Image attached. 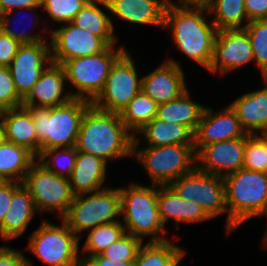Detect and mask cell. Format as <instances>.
I'll return each instance as SVG.
<instances>
[{
  "mask_svg": "<svg viewBox=\"0 0 267 266\" xmlns=\"http://www.w3.org/2000/svg\"><path fill=\"white\" fill-rule=\"evenodd\" d=\"M206 8L185 7L168 1L164 11V27L172 32L175 45L189 59L209 70L213 59L217 28L205 20Z\"/></svg>",
  "mask_w": 267,
  "mask_h": 266,
  "instance_id": "6da1fadb",
  "label": "cell"
},
{
  "mask_svg": "<svg viewBox=\"0 0 267 266\" xmlns=\"http://www.w3.org/2000/svg\"><path fill=\"white\" fill-rule=\"evenodd\" d=\"M121 121L119 113L107 112L91 104L81 120L76 150L104 161L133 156L134 135Z\"/></svg>",
  "mask_w": 267,
  "mask_h": 266,
  "instance_id": "7a4b0ae2",
  "label": "cell"
},
{
  "mask_svg": "<svg viewBox=\"0 0 267 266\" xmlns=\"http://www.w3.org/2000/svg\"><path fill=\"white\" fill-rule=\"evenodd\" d=\"M223 179L227 235L252 217L267 216V173L242 168Z\"/></svg>",
  "mask_w": 267,
  "mask_h": 266,
  "instance_id": "3957f363",
  "label": "cell"
},
{
  "mask_svg": "<svg viewBox=\"0 0 267 266\" xmlns=\"http://www.w3.org/2000/svg\"><path fill=\"white\" fill-rule=\"evenodd\" d=\"M92 102L72 98L55 107H26L33 116L40 152L45 149L74 147L81 120Z\"/></svg>",
  "mask_w": 267,
  "mask_h": 266,
  "instance_id": "277c9868",
  "label": "cell"
},
{
  "mask_svg": "<svg viewBox=\"0 0 267 266\" xmlns=\"http://www.w3.org/2000/svg\"><path fill=\"white\" fill-rule=\"evenodd\" d=\"M158 185L143 186L130 182L128 188H119L121 196V215L125 232L143 241L151 236L148 242H163L165 226L159 215L157 197Z\"/></svg>",
  "mask_w": 267,
  "mask_h": 266,
  "instance_id": "5b68a950",
  "label": "cell"
},
{
  "mask_svg": "<svg viewBox=\"0 0 267 266\" xmlns=\"http://www.w3.org/2000/svg\"><path fill=\"white\" fill-rule=\"evenodd\" d=\"M139 143L140 138L134 136L132 155L142 163L152 185L168 186L196 167L194 145L147 146L141 150Z\"/></svg>",
  "mask_w": 267,
  "mask_h": 266,
  "instance_id": "8992f818",
  "label": "cell"
},
{
  "mask_svg": "<svg viewBox=\"0 0 267 266\" xmlns=\"http://www.w3.org/2000/svg\"><path fill=\"white\" fill-rule=\"evenodd\" d=\"M119 215H121L119 188L106 187L96 192L75 195L61 220L80 239L82 237L80 233L84 230L89 231L100 225L119 221L116 219Z\"/></svg>",
  "mask_w": 267,
  "mask_h": 266,
  "instance_id": "52a82bcc",
  "label": "cell"
},
{
  "mask_svg": "<svg viewBox=\"0 0 267 266\" xmlns=\"http://www.w3.org/2000/svg\"><path fill=\"white\" fill-rule=\"evenodd\" d=\"M109 46L105 51L86 57L66 60L62 66L66 79L77 89L73 98L93 102L103 91L110 69L126 51L124 47Z\"/></svg>",
  "mask_w": 267,
  "mask_h": 266,
  "instance_id": "ba28073f",
  "label": "cell"
},
{
  "mask_svg": "<svg viewBox=\"0 0 267 266\" xmlns=\"http://www.w3.org/2000/svg\"><path fill=\"white\" fill-rule=\"evenodd\" d=\"M80 240L63 220L55 225L44 219L29 236L27 250L50 266H81Z\"/></svg>",
  "mask_w": 267,
  "mask_h": 266,
  "instance_id": "9c48e42d",
  "label": "cell"
},
{
  "mask_svg": "<svg viewBox=\"0 0 267 266\" xmlns=\"http://www.w3.org/2000/svg\"><path fill=\"white\" fill-rule=\"evenodd\" d=\"M22 184L33 198L37 212L56 211L61 219L75 196L68 178L58 176L37 161L25 174Z\"/></svg>",
  "mask_w": 267,
  "mask_h": 266,
  "instance_id": "30bf717a",
  "label": "cell"
},
{
  "mask_svg": "<svg viewBox=\"0 0 267 266\" xmlns=\"http://www.w3.org/2000/svg\"><path fill=\"white\" fill-rule=\"evenodd\" d=\"M181 198L201 206L211 217L227 212L225 182L222 177L195 167L169 185Z\"/></svg>",
  "mask_w": 267,
  "mask_h": 266,
  "instance_id": "8fae6325",
  "label": "cell"
},
{
  "mask_svg": "<svg viewBox=\"0 0 267 266\" xmlns=\"http://www.w3.org/2000/svg\"><path fill=\"white\" fill-rule=\"evenodd\" d=\"M134 61L126 50L113 64L103 91L92 104L103 111L120 113L141 91Z\"/></svg>",
  "mask_w": 267,
  "mask_h": 266,
  "instance_id": "7c38bea8",
  "label": "cell"
},
{
  "mask_svg": "<svg viewBox=\"0 0 267 266\" xmlns=\"http://www.w3.org/2000/svg\"><path fill=\"white\" fill-rule=\"evenodd\" d=\"M49 39L51 40V60L60 65L66 60L101 53L109 47L100 37L71 22L53 29Z\"/></svg>",
  "mask_w": 267,
  "mask_h": 266,
  "instance_id": "4fadbf2b",
  "label": "cell"
},
{
  "mask_svg": "<svg viewBox=\"0 0 267 266\" xmlns=\"http://www.w3.org/2000/svg\"><path fill=\"white\" fill-rule=\"evenodd\" d=\"M254 62L253 50L245 29L219 30L216 35L210 73L225 75Z\"/></svg>",
  "mask_w": 267,
  "mask_h": 266,
  "instance_id": "5bb4252c",
  "label": "cell"
},
{
  "mask_svg": "<svg viewBox=\"0 0 267 266\" xmlns=\"http://www.w3.org/2000/svg\"><path fill=\"white\" fill-rule=\"evenodd\" d=\"M51 62V45L47 41L19 47L8 68L16 91L22 99Z\"/></svg>",
  "mask_w": 267,
  "mask_h": 266,
  "instance_id": "9a60e30c",
  "label": "cell"
},
{
  "mask_svg": "<svg viewBox=\"0 0 267 266\" xmlns=\"http://www.w3.org/2000/svg\"><path fill=\"white\" fill-rule=\"evenodd\" d=\"M247 135L203 146L196 153V167L224 178L243 168Z\"/></svg>",
  "mask_w": 267,
  "mask_h": 266,
  "instance_id": "2e32d148",
  "label": "cell"
},
{
  "mask_svg": "<svg viewBox=\"0 0 267 266\" xmlns=\"http://www.w3.org/2000/svg\"><path fill=\"white\" fill-rule=\"evenodd\" d=\"M213 109L205 107L194 133V151L203 146L226 140L245 137L246 131L230 105L221 112L212 113Z\"/></svg>",
  "mask_w": 267,
  "mask_h": 266,
  "instance_id": "e0dca14e",
  "label": "cell"
},
{
  "mask_svg": "<svg viewBox=\"0 0 267 266\" xmlns=\"http://www.w3.org/2000/svg\"><path fill=\"white\" fill-rule=\"evenodd\" d=\"M182 66L174 59H168L154 71L141 77V90L158 105L177 99L188 88Z\"/></svg>",
  "mask_w": 267,
  "mask_h": 266,
  "instance_id": "ac0fdd59",
  "label": "cell"
},
{
  "mask_svg": "<svg viewBox=\"0 0 267 266\" xmlns=\"http://www.w3.org/2000/svg\"><path fill=\"white\" fill-rule=\"evenodd\" d=\"M65 80L67 79L63 66L51 62L22 99V106L50 108L70 101L73 98L71 91L63 93Z\"/></svg>",
  "mask_w": 267,
  "mask_h": 266,
  "instance_id": "d6986e66",
  "label": "cell"
},
{
  "mask_svg": "<svg viewBox=\"0 0 267 266\" xmlns=\"http://www.w3.org/2000/svg\"><path fill=\"white\" fill-rule=\"evenodd\" d=\"M5 141L23 146L36 157L40 154L35 124L31 112L26 107L12 108L0 112Z\"/></svg>",
  "mask_w": 267,
  "mask_h": 266,
  "instance_id": "ffe728a7",
  "label": "cell"
},
{
  "mask_svg": "<svg viewBox=\"0 0 267 266\" xmlns=\"http://www.w3.org/2000/svg\"><path fill=\"white\" fill-rule=\"evenodd\" d=\"M263 89L243 94L230 104L247 134H267V78ZM258 132V133H257Z\"/></svg>",
  "mask_w": 267,
  "mask_h": 266,
  "instance_id": "44dd1931",
  "label": "cell"
},
{
  "mask_svg": "<svg viewBox=\"0 0 267 266\" xmlns=\"http://www.w3.org/2000/svg\"><path fill=\"white\" fill-rule=\"evenodd\" d=\"M157 203L164 226L170 218L175 221L176 229H179L181 222L192 223L212 219L201 206L194 201L184 200L169 185L158 186Z\"/></svg>",
  "mask_w": 267,
  "mask_h": 266,
  "instance_id": "7402d4cb",
  "label": "cell"
},
{
  "mask_svg": "<svg viewBox=\"0 0 267 266\" xmlns=\"http://www.w3.org/2000/svg\"><path fill=\"white\" fill-rule=\"evenodd\" d=\"M117 18L136 25L164 27V11L169 0H106Z\"/></svg>",
  "mask_w": 267,
  "mask_h": 266,
  "instance_id": "603a6c76",
  "label": "cell"
},
{
  "mask_svg": "<svg viewBox=\"0 0 267 266\" xmlns=\"http://www.w3.org/2000/svg\"><path fill=\"white\" fill-rule=\"evenodd\" d=\"M107 162L98 156L77 151L71 176L68 178L74 195L92 193L106 188Z\"/></svg>",
  "mask_w": 267,
  "mask_h": 266,
  "instance_id": "cb8c5ba5",
  "label": "cell"
},
{
  "mask_svg": "<svg viewBox=\"0 0 267 266\" xmlns=\"http://www.w3.org/2000/svg\"><path fill=\"white\" fill-rule=\"evenodd\" d=\"M8 211L0 224V237L11 241L24 234L37 209L23 184L12 194Z\"/></svg>",
  "mask_w": 267,
  "mask_h": 266,
  "instance_id": "d4e9b609",
  "label": "cell"
},
{
  "mask_svg": "<svg viewBox=\"0 0 267 266\" xmlns=\"http://www.w3.org/2000/svg\"><path fill=\"white\" fill-rule=\"evenodd\" d=\"M101 5L110 11L106 0H89L71 23L100 37L108 46H115L114 24L110 15L99 7Z\"/></svg>",
  "mask_w": 267,
  "mask_h": 266,
  "instance_id": "484cf974",
  "label": "cell"
},
{
  "mask_svg": "<svg viewBox=\"0 0 267 266\" xmlns=\"http://www.w3.org/2000/svg\"><path fill=\"white\" fill-rule=\"evenodd\" d=\"M142 134L148 147L194 145V133L186 126L154 118L137 134Z\"/></svg>",
  "mask_w": 267,
  "mask_h": 266,
  "instance_id": "4316f807",
  "label": "cell"
},
{
  "mask_svg": "<svg viewBox=\"0 0 267 266\" xmlns=\"http://www.w3.org/2000/svg\"><path fill=\"white\" fill-rule=\"evenodd\" d=\"M187 90L177 99L158 105L156 118L188 127L195 133L205 106L192 101Z\"/></svg>",
  "mask_w": 267,
  "mask_h": 266,
  "instance_id": "83f0119b",
  "label": "cell"
},
{
  "mask_svg": "<svg viewBox=\"0 0 267 266\" xmlns=\"http://www.w3.org/2000/svg\"><path fill=\"white\" fill-rule=\"evenodd\" d=\"M35 159L27 148L4 140L0 145V176L5 181L22 183Z\"/></svg>",
  "mask_w": 267,
  "mask_h": 266,
  "instance_id": "f1b7e54d",
  "label": "cell"
},
{
  "mask_svg": "<svg viewBox=\"0 0 267 266\" xmlns=\"http://www.w3.org/2000/svg\"><path fill=\"white\" fill-rule=\"evenodd\" d=\"M186 251L170 240L142 244L134 266H178Z\"/></svg>",
  "mask_w": 267,
  "mask_h": 266,
  "instance_id": "f546056e",
  "label": "cell"
},
{
  "mask_svg": "<svg viewBox=\"0 0 267 266\" xmlns=\"http://www.w3.org/2000/svg\"><path fill=\"white\" fill-rule=\"evenodd\" d=\"M158 104L142 90L119 113L121 121L134 136L157 115Z\"/></svg>",
  "mask_w": 267,
  "mask_h": 266,
  "instance_id": "4dcf8cb0",
  "label": "cell"
},
{
  "mask_svg": "<svg viewBox=\"0 0 267 266\" xmlns=\"http://www.w3.org/2000/svg\"><path fill=\"white\" fill-rule=\"evenodd\" d=\"M208 11L209 14L214 15V19H211V21L218 31L244 29L250 22L245 10V0H215ZM244 21H246V24H243Z\"/></svg>",
  "mask_w": 267,
  "mask_h": 266,
  "instance_id": "1f68e13d",
  "label": "cell"
},
{
  "mask_svg": "<svg viewBox=\"0 0 267 266\" xmlns=\"http://www.w3.org/2000/svg\"><path fill=\"white\" fill-rule=\"evenodd\" d=\"M125 233V228L120 220L93 228L89 231L84 242L85 244L82 248L83 257L100 254Z\"/></svg>",
  "mask_w": 267,
  "mask_h": 266,
  "instance_id": "d6a6232c",
  "label": "cell"
},
{
  "mask_svg": "<svg viewBox=\"0 0 267 266\" xmlns=\"http://www.w3.org/2000/svg\"><path fill=\"white\" fill-rule=\"evenodd\" d=\"M76 158L77 150L74 146L45 149L40 152L36 160L58 176L69 178L74 169Z\"/></svg>",
  "mask_w": 267,
  "mask_h": 266,
  "instance_id": "836d02e7",
  "label": "cell"
},
{
  "mask_svg": "<svg viewBox=\"0 0 267 266\" xmlns=\"http://www.w3.org/2000/svg\"><path fill=\"white\" fill-rule=\"evenodd\" d=\"M244 29L247 31L254 55V62L263 78H267V19L250 21Z\"/></svg>",
  "mask_w": 267,
  "mask_h": 266,
  "instance_id": "e575fe53",
  "label": "cell"
},
{
  "mask_svg": "<svg viewBox=\"0 0 267 266\" xmlns=\"http://www.w3.org/2000/svg\"><path fill=\"white\" fill-rule=\"evenodd\" d=\"M243 168L267 173V134H247Z\"/></svg>",
  "mask_w": 267,
  "mask_h": 266,
  "instance_id": "d590c367",
  "label": "cell"
},
{
  "mask_svg": "<svg viewBox=\"0 0 267 266\" xmlns=\"http://www.w3.org/2000/svg\"><path fill=\"white\" fill-rule=\"evenodd\" d=\"M89 0H41V7L58 23H70Z\"/></svg>",
  "mask_w": 267,
  "mask_h": 266,
  "instance_id": "8d00e7d4",
  "label": "cell"
},
{
  "mask_svg": "<svg viewBox=\"0 0 267 266\" xmlns=\"http://www.w3.org/2000/svg\"><path fill=\"white\" fill-rule=\"evenodd\" d=\"M143 241L129 233H125L100 254L112 261H134Z\"/></svg>",
  "mask_w": 267,
  "mask_h": 266,
  "instance_id": "74e56055",
  "label": "cell"
},
{
  "mask_svg": "<svg viewBox=\"0 0 267 266\" xmlns=\"http://www.w3.org/2000/svg\"><path fill=\"white\" fill-rule=\"evenodd\" d=\"M22 106L8 67L0 66V112Z\"/></svg>",
  "mask_w": 267,
  "mask_h": 266,
  "instance_id": "f35d334b",
  "label": "cell"
},
{
  "mask_svg": "<svg viewBox=\"0 0 267 266\" xmlns=\"http://www.w3.org/2000/svg\"><path fill=\"white\" fill-rule=\"evenodd\" d=\"M15 11L17 10H11V11L0 14V30L4 34L9 35L10 37L18 41L21 45L34 44V43L46 41L45 36L40 35V34L32 35L33 33L30 34L31 32L30 30L28 33V32H25V30H22L20 32V31H16L15 29L10 28L11 16L13 13L16 14ZM32 25L36 26V23L33 22Z\"/></svg>",
  "mask_w": 267,
  "mask_h": 266,
  "instance_id": "ab89813d",
  "label": "cell"
},
{
  "mask_svg": "<svg viewBox=\"0 0 267 266\" xmlns=\"http://www.w3.org/2000/svg\"><path fill=\"white\" fill-rule=\"evenodd\" d=\"M21 44L0 30V66L8 67Z\"/></svg>",
  "mask_w": 267,
  "mask_h": 266,
  "instance_id": "60d3db41",
  "label": "cell"
},
{
  "mask_svg": "<svg viewBox=\"0 0 267 266\" xmlns=\"http://www.w3.org/2000/svg\"><path fill=\"white\" fill-rule=\"evenodd\" d=\"M32 263L24 257L23 252L10 247L0 246V266H31Z\"/></svg>",
  "mask_w": 267,
  "mask_h": 266,
  "instance_id": "b9f144b4",
  "label": "cell"
},
{
  "mask_svg": "<svg viewBox=\"0 0 267 266\" xmlns=\"http://www.w3.org/2000/svg\"><path fill=\"white\" fill-rule=\"evenodd\" d=\"M22 185V183L14 181H5L0 185V224L10 207L12 194Z\"/></svg>",
  "mask_w": 267,
  "mask_h": 266,
  "instance_id": "7bdbcfd3",
  "label": "cell"
},
{
  "mask_svg": "<svg viewBox=\"0 0 267 266\" xmlns=\"http://www.w3.org/2000/svg\"><path fill=\"white\" fill-rule=\"evenodd\" d=\"M41 8V0H0V14L11 10H30Z\"/></svg>",
  "mask_w": 267,
  "mask_h": 266,
  "instance_id": "ee69618b",
  "label": "cell"
},
{
  "mask_svg": "<svg viewBox=\"0 0 267 266\" xmlns=\"http://www.w3.org/2000/svg\"><path fill=\"white\" fill-rule=\"evenodd\" d=\"M249 21L267 19V0H245Z\"/></svg>",
  "mask_w": 267,
  "mask_h": 266,
  "instance_id": "f6af8a7d",
  "label": "cell"
},
{
  "mask_svg": "<svg viewBox=\"0 0 267 266\" xmlns=\"http://www.w3.org/2000/svg\"><path fill=\"white\" fill-rule=\"evenodd\" d=\"M81 266H134V261H117L103 257L101 254L85 256L81 259Z\"/></svg>",
  "mask_w": 267,
  "mask_h": 266,
  "instance_id": "bcb514c9",
  "label": "cell"
},
{
  "mask_svg": "<svg viewBox=\"0 0 267 266\" xmlns=\"http://www.w3.org/2000/svg\"><path fill=\"white\" fill-rule=\"evenodd\" d=\"M215 0H178L176 3L185 7H196V8H206L208 9Z\"/></svg>",
  "mask_w": 267,
  "mask_h": 266,
  "instance_id": "7dc6e473",
  "label": "cell"
},
{
  "mask_svg": "<svg viewBox=\"0 0 267 266\" xmlns=\"http://www.w3.org/2000/svg\"><path fill=\"white\" fill-rule=\"evenodd\" d=\"M4 140H5L4 129H3L1 121H0V145L3 143Z\"/></svg>",
  "mask_w": 267,
  "mask_h": 266,
  "instance_id": "c3c4849f",
  "label": "cell"
},
{
  "mask_svg": "<svg viewBox=\"0 0 267 266\" xmlns=\"http://www.w3.org/2000/svg\"><path fill=\"white\" fill-rule=\"evenodd\" d=\"M263 245L265 248H267V231H266V234H265V237L263 238Z\"/></svg>",
  "mask_w": 267,
  "mask_h": 266,
  "instance_id": "681fc988",
  "label": "cell"
},
{
  "mask_svg": "<svg viewBox=\"0 0 267 266\" xmlns=\"http://www.w3.org/2000/svg\"><path fill=\"white\" fill-rule=\"evenodd\" d=\"M5 182V180L0 176V185L2 184V183H4Z\"/></svg>",
  "mask_w": 267,
  "mask_h": 266,
  "instance_id": "f907efd6",
  "label": "cell"
}]
</instances>
